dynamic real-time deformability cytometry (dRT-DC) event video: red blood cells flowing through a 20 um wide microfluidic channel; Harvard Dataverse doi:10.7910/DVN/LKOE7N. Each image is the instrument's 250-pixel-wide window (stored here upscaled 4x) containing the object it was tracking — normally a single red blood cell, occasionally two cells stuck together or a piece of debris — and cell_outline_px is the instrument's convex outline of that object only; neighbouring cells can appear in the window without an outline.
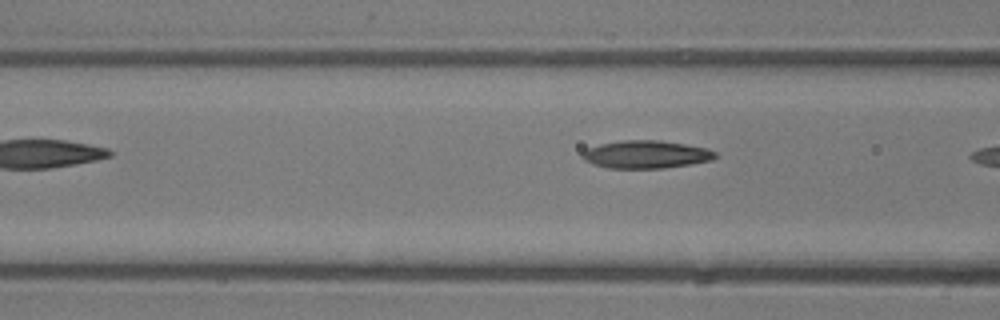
{"species": "common noctule bat (a hibernating species)", "species_latin": "Nyctalus noctula", "temperature_condition": "room temperature", "stored_images_in_passage": 5, "camera_frame_rate_fps": 3000, "um_per_image_px": 0.085, "animal": {"sex": "male", "body_mass_g": 13.3}, "frame": {"image": 1, "passage_image": 4, "time_ms": 3.333, "image_size_px": [1000, 320], "cell_outline_px": [[716, 156], [712, 160], [664, 168], [608, 168], [592, 164], [584, 160], [580, 156], [580, 152], [588, 148], [600, 144], [620, 140], [660, 140], [708, 148], [716, 152]], "centroid_in_image_um": [54.87, 13.12], "position_along_channel_um": 111.7, "area_um2": 21.62}}